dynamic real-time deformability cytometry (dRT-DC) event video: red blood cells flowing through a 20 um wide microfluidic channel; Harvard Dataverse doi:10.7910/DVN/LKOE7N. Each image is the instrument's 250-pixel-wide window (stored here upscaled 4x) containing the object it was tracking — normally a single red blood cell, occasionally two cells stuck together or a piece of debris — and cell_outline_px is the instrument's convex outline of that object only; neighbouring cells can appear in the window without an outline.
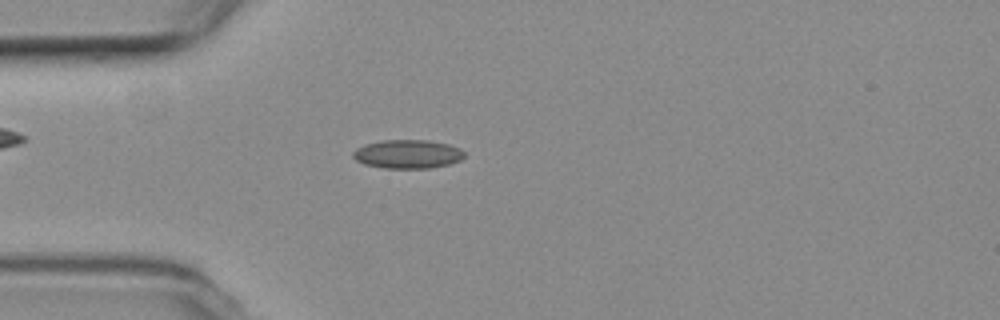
{"species": "common noctule bat (a hibernating species)", "species_latin": "Nyctalus noctula", "temperature_condition": "room temperature", "stored_images_in_passage": 51, "camera_frame_rate_fps": 3000, "um_per_image_px": 0.085, "animal": {"sex": "female", "body_mass_g": 19.3, "forearm_length_mm": 54.1}, "frame": {"image": 1, "passage_image": 11, "time_ms": 3.333, "image_size_px": [1000, 320], "cell_outline_px": [[464, 156], [460, 160], [448, 164], [432, 168], [384, 168], [364, 164], [356, 160], [352, 156], [352, 152], [356, 148], [364, 144], [380, 140], [428, 140], [448, 144], [460, 148], [464, 152]], "centroid_in_image_um": [34.62, 13.09], "position_along_channel_um": 50.4, "area_um2": 18.73}}
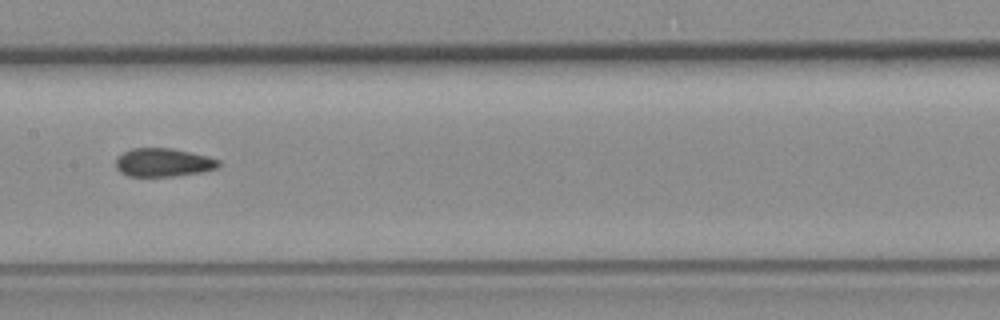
{"frame": {"image": 2, "passage_image": 23, "time_ms": 7.333, "image_size_px": [1000, 320], "cell_outline_px": [[220, 164], [216, 168], [200, 172], [172, 176], [128, 176], [120, 172], [116, 168], [116, 156], [132, 148], [172, 148], [208, 156], [220, 160]], "centroid_in_image_um": [13.85, 13.8], "position_along_channel_um": 193.5, "area_um2": 16.99}}
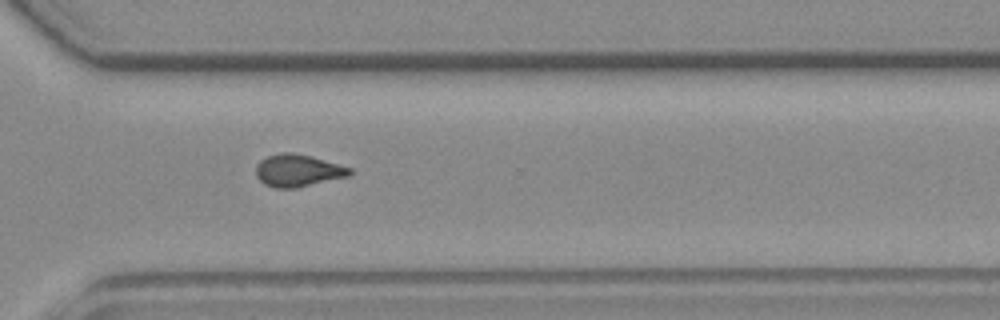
{"frame": {"image": 3, "passage_image": 35, "time_ms": 11.333, "image_size_px": [1000, 320], "cell_outline_px": [[352, 172], [348, 176], [296, 188], [276, 188], [264, 184], [256, 176], [256, 164], [260, 160], [268, 156], [284, 152], [292, 152], [308, 156], [352, 168]], "centroid_in_image_um": [25.28, 14.5], "position_along_channel_um": 345.3, "area_um2": 17.4}}